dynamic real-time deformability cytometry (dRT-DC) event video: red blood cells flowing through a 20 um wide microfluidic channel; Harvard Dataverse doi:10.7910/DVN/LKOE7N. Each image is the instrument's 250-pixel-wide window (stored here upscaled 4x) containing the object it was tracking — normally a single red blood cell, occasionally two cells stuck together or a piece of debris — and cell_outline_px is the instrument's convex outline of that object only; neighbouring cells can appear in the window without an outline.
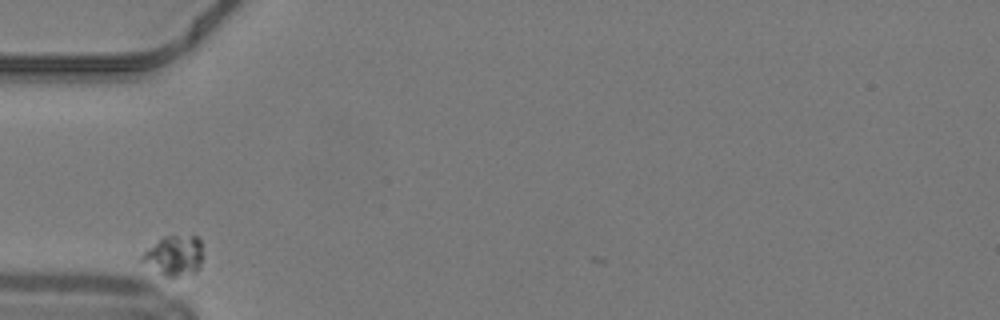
{"species": "common noctule bat (a hibernating species)", "species_latin": "Nyctalus noctula", "temperature_condition": "warm", "stored_images_in_passage": 30, "camera_frame_rate_fps": 3000, "um_per_image_px": 0.085, "animal": {"sex": "male", "body_mass_g": 19.2, "forearm_length_mm": 51.8}, "frame": {"image": 1, "passage_image": 1, "time_ms": 0.0, "image_size_px": [1000, 320], "cell_outline_px": [[200, 268], [192, 276], [164, 276], [140, 260], [140, 256], [148, 248], [164, 236], [196, 236], [200, 240]], "centroid_in_image_um": [14.8, 21.75], "position_along_channel_um": 70.2, "area_um2": 14.05}}
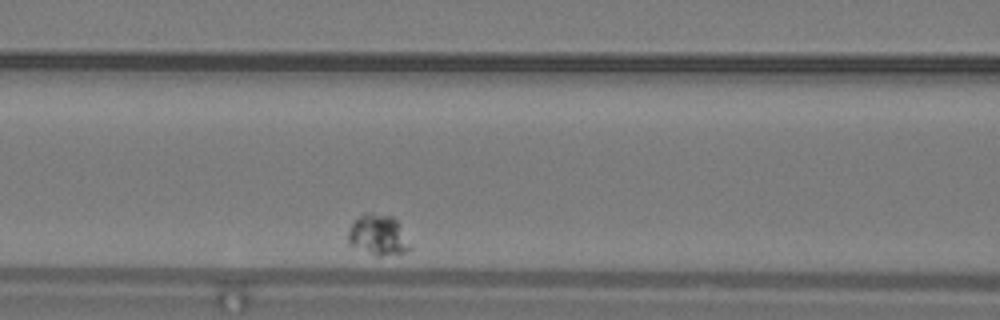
{"frame": {"image": 2, "passage_image": 7, "time_ms": 2.0, "image_size_px": [1000, 320], "cell_outline_px": [[412, 248], [404, 252], [380, 256], [376, 256], [348, 244], [348, 232], [352, 224], [364, 212], [368, 212], [392, 216], [400, 224]], "centroid_in_image_um": [32.14, 19.97], "position_along_channel_um": 134.5, "area_um2": 14.57}}
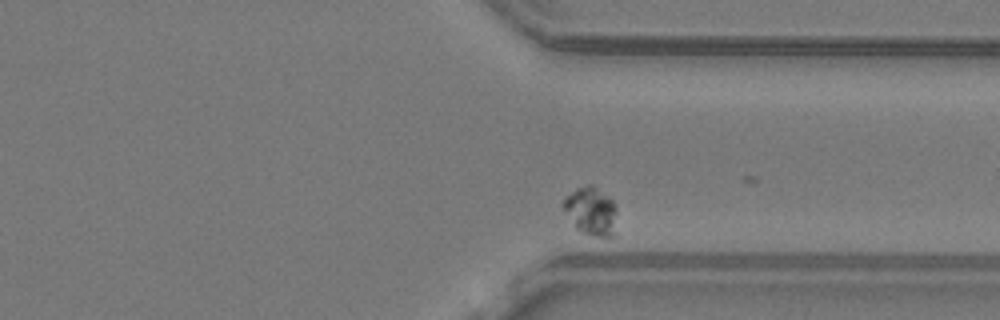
{"frame": {"image": 3, "passage_image": 27, "time_ms": 8.667, "image_size_px": [1000, 320], "cell_outline_px": [[616, 236], [596, 236], [584, 232], [576, 228], [564, 208], [564, 196], [576, 188], [588, 184], [592, 184], [608, 196], [612, 200], [616, 208]], "centroid_in_image_um": [50.28, 17.93], "position_along_channel_um": 361.1, "area_um2": 14.91}}